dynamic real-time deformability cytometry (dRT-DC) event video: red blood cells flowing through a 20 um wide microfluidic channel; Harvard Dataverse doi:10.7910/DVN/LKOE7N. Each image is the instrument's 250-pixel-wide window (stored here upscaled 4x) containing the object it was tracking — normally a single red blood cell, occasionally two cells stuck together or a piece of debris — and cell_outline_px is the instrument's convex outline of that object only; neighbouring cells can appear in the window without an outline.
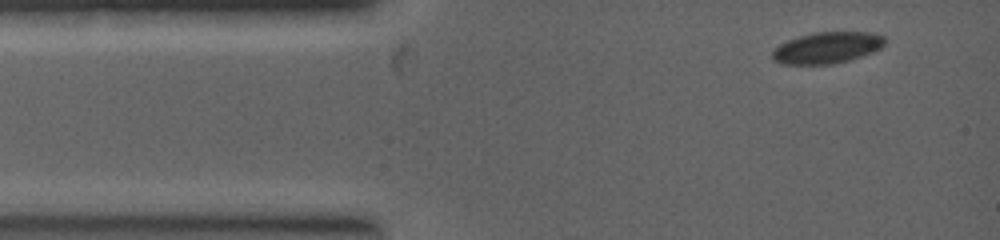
{"species": "common noctule bat (a hibernating species)", "species_latin": "Nyctalus noctula", "temperature_condition": "warm", "stored_images_in_passage": 2, "camera_frame_rate_fps": 5000, "um_per_image_px": 0.085, "animal": {"sex": "female", "body_mass_g": 19.0, "forearm_length_mm": 53.3}, "frame": {"image": 1, "passage_image": 1, "time_ms": 0.0, "image_size_px": [1000, 240], "cell_outline_px": [[884, 44], [880, 48], [872, 52], [848, 60], [832, 64], [780, 64], [772, 56], [772, 52], [780, 44], [788, 40], [800, 36], [816, 32], [872, 32], [884, 36]], "centroid_in_image_um": [70.31, 4.05], "position_along_channel_um": 14.7, "area_um2": 20.29}}
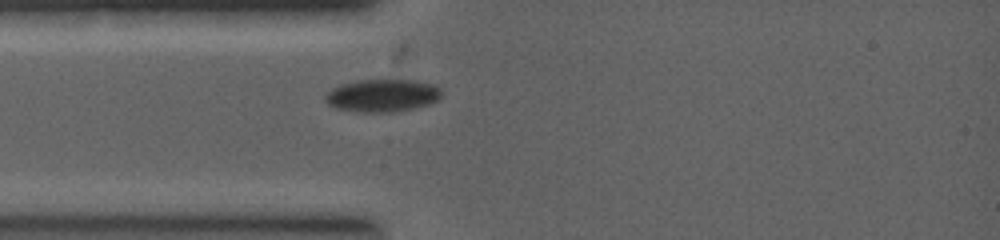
{"frame": {"image": 2, "passage_image": 2, "time_ms": 1.4, "image_size_px": [1000, 240], "cell_outline_px": [[440, 96], [436, 100], [428, 104], [412, 108], [392, 112], [364, 112], [336, 108], [328, 104], [328, 92], [332, 88], [340, 84], [364, 80], [416, 80], [432, 84], [440, 88]], "centroid_in_image_um": [32.52, 8.11], "position_along_channel_um": 52.5, "area_um2": 21.62}}